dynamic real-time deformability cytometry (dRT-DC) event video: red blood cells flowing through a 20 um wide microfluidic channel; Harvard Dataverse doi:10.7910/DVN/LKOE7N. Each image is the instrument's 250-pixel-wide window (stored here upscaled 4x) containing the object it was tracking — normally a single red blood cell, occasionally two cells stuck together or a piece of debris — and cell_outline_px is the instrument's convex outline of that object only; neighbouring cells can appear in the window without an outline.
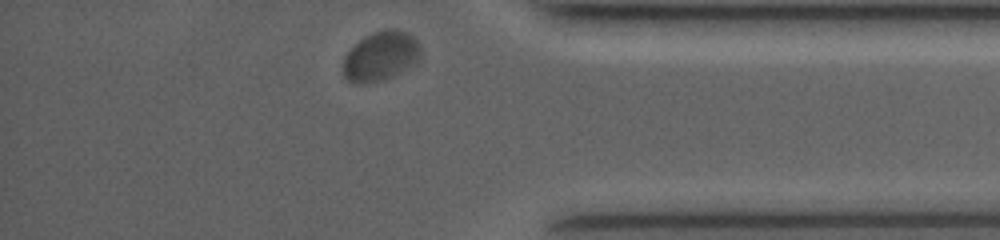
{"species": "common noctule bat (a hibernating species)", "species_latin": "Nyctalus noctula", "temperature_condition": "room temperature", "stored_images_in_passage": 21, "camera_frame_rate_fps": 4000, "um_per_image_px": 0.085, "animal": {"sex": "female", "body_mass_g": 19.0, "forearm_length_mm": 53.3}, "frame": {"image": 1, "passage_image": 21, "time_ms": 10.25, "image_size_px": [1000, 240], "cell_outline_px": [[420, 64], [392, 76], [380, 80], [364, 84], [356, 84], [348, 80], [344, 76], [344, 56], [364, 36], [388, 28], [392, 28], [408, 32], [420, 44]], "centroid_in_image_um": [32.42, 4.78], "position_along_channel_um": 402.8, "area_um2": 22.48}}